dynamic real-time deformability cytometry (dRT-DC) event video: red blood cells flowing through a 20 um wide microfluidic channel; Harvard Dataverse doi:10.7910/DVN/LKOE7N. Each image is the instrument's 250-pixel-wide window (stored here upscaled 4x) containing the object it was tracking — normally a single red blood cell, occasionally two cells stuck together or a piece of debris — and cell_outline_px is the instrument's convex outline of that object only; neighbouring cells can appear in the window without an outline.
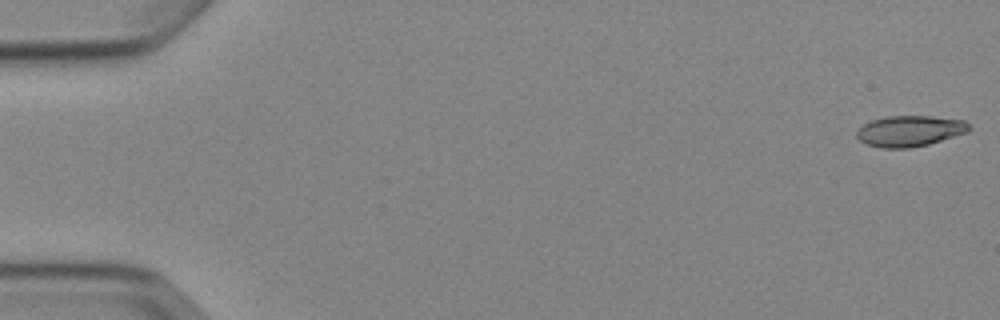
{"species": "Egyptian fruit bat (a non-hibernating species)", "species_latin": "Rousettus aegyptiacus", "temperature_condition": "cold", "stored_images_in_passage": 6, "camera_frame_rate_fps": 3000, "um_per_image_px": 0.085, "animal": {"sex": "female"}, "frame": {"image": 1, "passage_image": 1, "time_ms": 0.0, "image_size_px": [1000, 320], "cell_outline_px": [[972, 128], [968, 132], [928, 144], [908, 148], [880, 148], [864, 144], [856, 136], [856, 132], [864, 124], [872, 120], [888, 116], [932, 116], [964, 120]], "centroid_in_image_um": [77.33, 11.14], "position_along_channel_um": 7.7, "area_um2": 20.23}}
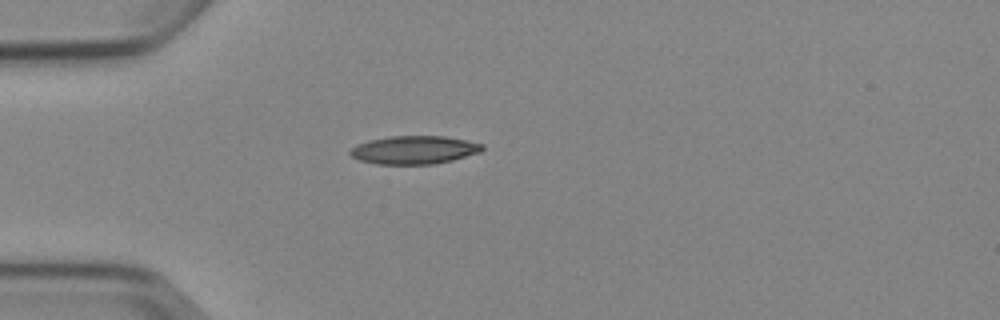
{"frame": {"image": 2, "passage_image": 5, "time_ms": 4.667, "image_size_px": [1000, 320], "cell_outline_px": [[484, 148], [480, 152], [452, 160], [432, 164], [376, 164], [360, 160], [352, 156], [348, 152], [356, 144], [368, 140], [388, 136], [444, 136], [468, 140], [484, 144]], "centroid_in_image_um": [35.2, 12.73], "position_along_channel_um": 49.8, "area_um2": 21.79}}